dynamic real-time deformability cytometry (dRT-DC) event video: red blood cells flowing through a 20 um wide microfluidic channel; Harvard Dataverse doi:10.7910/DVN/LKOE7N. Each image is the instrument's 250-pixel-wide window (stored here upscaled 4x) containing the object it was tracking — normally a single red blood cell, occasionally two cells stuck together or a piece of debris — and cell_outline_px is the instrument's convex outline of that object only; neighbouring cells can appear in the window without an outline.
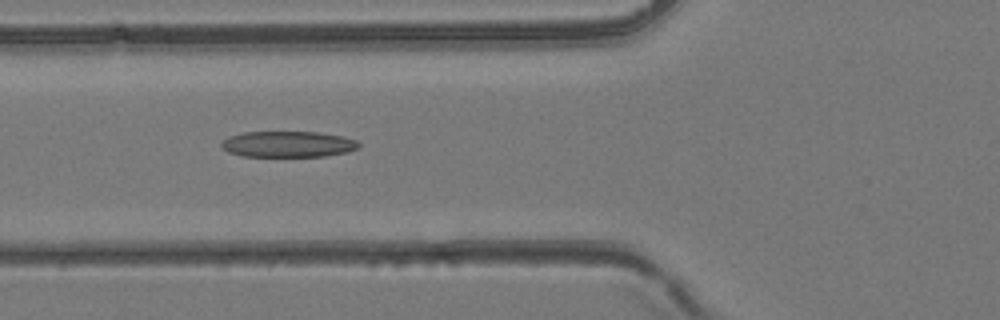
{"species": "common noctule bat (a hibernating species)", "species_latin": "Nyctalus noctula", "temperature_condition": "room temperature", "stored_images_in_passage": 44, "camera_frame_rate_fps": 3000, "um_per_image_px": 0.085, "animal": {"sex": "female", "body_mass_g": 24.6, "forearm_length_mm": 56.2}, "frame": {"image": 1, "passage_image": 17, "time_ms": 5.333, "image_size_px": [1000, 320], "cell_outline_px": [[360, 148], [348, 152], [324, 156], [244, 156], [228, 152], [220, 144], [228, 136], [244, 132], [316, 132], [344, 136], [356, 140], [360, 144]], "centroid_in_image_um": [24.52, 12.25], "position_along_channel_um": 101.3, "area_um2": 20.81}}
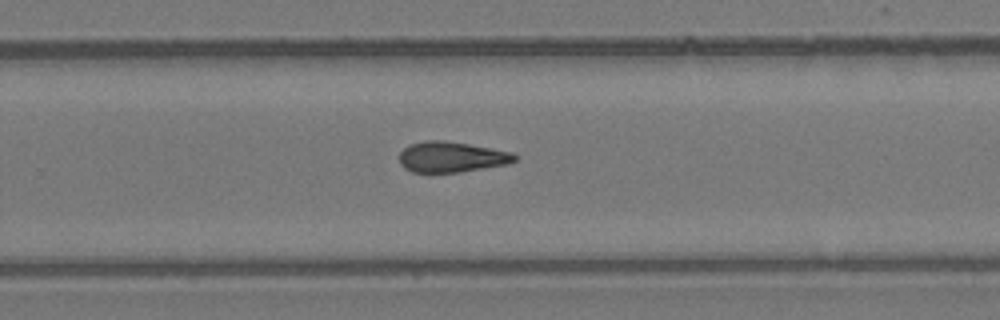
{"frame": {"image": 2, "passage_image": 29, "time_ms": 9.333, "image_size_px": [1000, 320], "cell_outline_px": [[516, 160], [508, 164], [460, 172], [412, 172], [404, 168], [400, 164], [400, 152], [408, 144], [424, 140], [444, 140], [468, 144], [512, 152], [516, 156]], "centroid_in_image_um": [38.35, 13.34], "position_along_channel_um": 291.5, "area_um2": 20.58}}
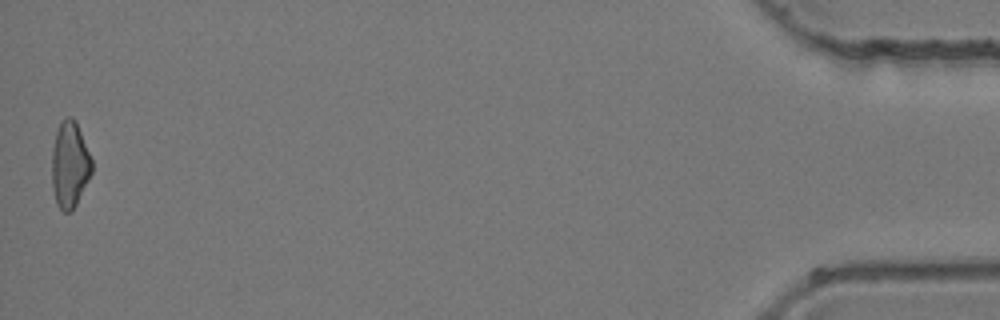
{"frame": {"image": 3, "passage_image": 44, "time_ms": 14.333, "image_size_px": [1000, 320], "cell_outline_px": [[92, 172], [72, 212], [64, 212], [56, 204], [52, 188], [52, 148], [56, 132], [60, 120], [64, 116], [72, 116], [76, 120], [92, 160]], "centroid_in_image_um": [5.91, 13.96], "position_along_channel_um": 429.3, "area_um2": 20.29}}